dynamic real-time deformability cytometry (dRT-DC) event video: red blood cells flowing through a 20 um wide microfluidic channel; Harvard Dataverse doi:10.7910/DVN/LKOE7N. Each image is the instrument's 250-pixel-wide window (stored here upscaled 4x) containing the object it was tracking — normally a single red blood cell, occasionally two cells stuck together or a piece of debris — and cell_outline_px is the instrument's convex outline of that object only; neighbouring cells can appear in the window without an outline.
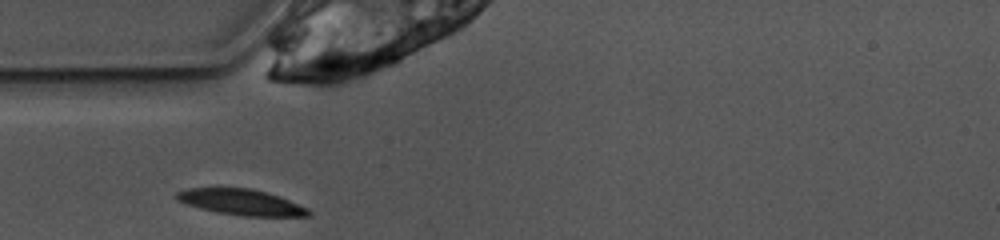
{"species": "common noctule bat (a hibernating species)", "species_latin": "Nyctalus noctula", "temperature_condition": "warm", "stored_images_in_passage": 24, "camera_frame_rate_fps": 3000, "um_per_image_px": 0.085, "animal": {"sex": "female", "body_mass_g": 10.0, "forearm_length_mm": 53.1}, "frame": {"image": 1, "passage_image": 1, "time_ms": 0.0, "image_size_px": [1000, 240], "cell_outline_px": [[312, 216], [244, 216], [216, 212], [184, 204], [176, 200], [172, 196], [176, 192], [188, 188], [252, 188], [268, 192], [308, 208], [312, 212]], "centroid_in_image_um": [20.46, 17.18], "position_along_channel_um": 64.5, "area_um2": 20.06}}
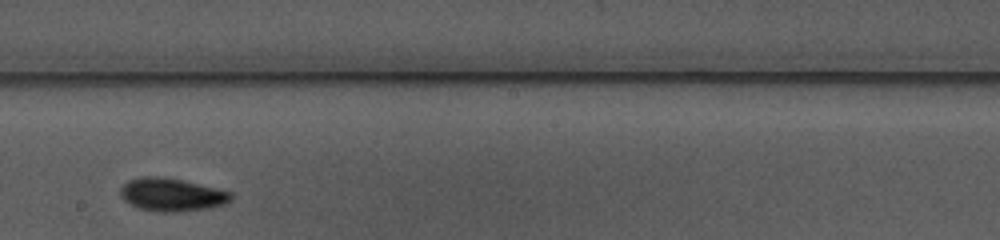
{"frame": {"image": 2, "passage_image": 14, "time_ms": 4.333, "image_size_px": [1000, 240], "cell_outline_px": [[232, 200], [224, 204], [212, 208], [180, 212], [156, 212], [140, 208], [124, 200], [120, 196], [120, 188], [128, 180], [140, 176], [156, 176], [180, 180], [224, 188], [232, 192]], "centroid_in_image_um": [14.66, 16.55], "position_along_channel_um": 233.5, "area_um2": 21.68}}
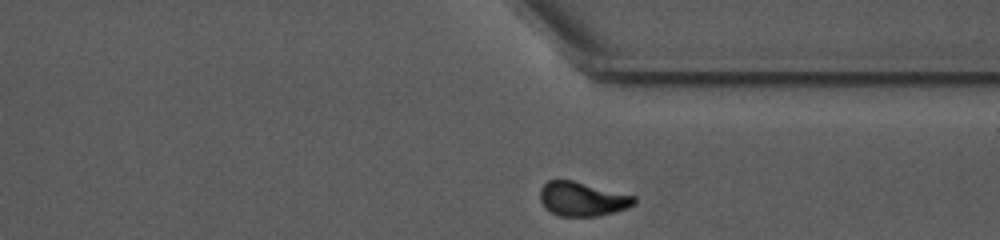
{"frame": {"image": 3, "passage_image": 24, "time_ms": 7.667, "image_size_px": [1000, 240], "cell_outline_px": [[636, 204], [628, 208], [596, 216], [560, 216], [544, 208], [540, 200], [540, 188], [548, 180], [572, 180], [636, 196]], "centroid_in_image_um": [49.49, 16.91], "position_along_channel_um": 361.9, "area_um2": 18.73}, "authors_computed_cell_mechanics": {"area_um2": 20.1433, "velocity_mm_per_s": 3.8683, "shape_relaxation_time_tau1_ms": 4.4305, "shape_relaxation_time_tau2_ms": 4.9335, "deformation_change_tau1": 0.1478, "deformation_change_tau2": 0.0964}}